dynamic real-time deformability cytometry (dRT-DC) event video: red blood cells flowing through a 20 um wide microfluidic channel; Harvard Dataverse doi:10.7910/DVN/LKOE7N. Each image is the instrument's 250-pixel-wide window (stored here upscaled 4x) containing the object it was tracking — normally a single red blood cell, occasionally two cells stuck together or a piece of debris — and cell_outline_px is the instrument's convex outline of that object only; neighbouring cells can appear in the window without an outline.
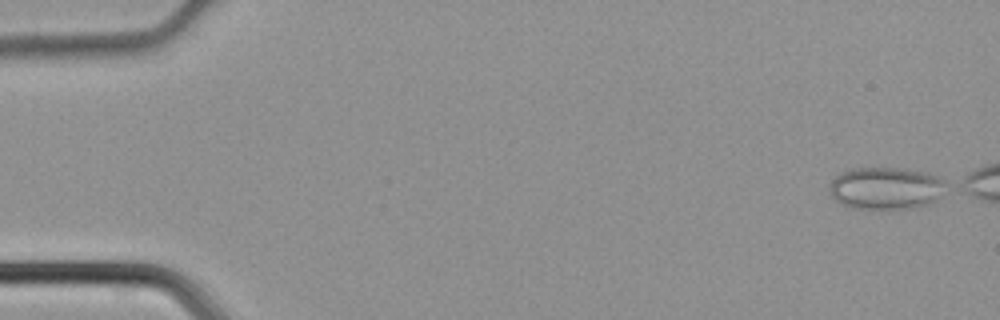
{"species": "common noctule bat (a hibernating species)", "species_latin": "Nyctalus noctula", "temperature_condition": "cold", "stored_images_in_passage": 10, "camera_frame_rate_fps": 3000, "um_per_image_px": 0.085, "animal": {"sex": "male", "body_mass_g": 21.5, "forearm_length_mm": 52.0}, "frame": {"image": 1, "passage_image": 1, "time_ms": 0.0, "image_size_px": [1000, 320], "cell_outline_px": [[948, 184], [936, 200], [928, 204], [912, 208], [856, 208], [844, 204], [836, 200], [832, 196], [828, 188], [832, 180], [836, 176], [852, 168], [908, 168], [928, 172], [944, 180]], "centroid_in_image_um": [75.34, 15.97], "position_along_channel_um": 9.7, "area_um2": 28.61}}